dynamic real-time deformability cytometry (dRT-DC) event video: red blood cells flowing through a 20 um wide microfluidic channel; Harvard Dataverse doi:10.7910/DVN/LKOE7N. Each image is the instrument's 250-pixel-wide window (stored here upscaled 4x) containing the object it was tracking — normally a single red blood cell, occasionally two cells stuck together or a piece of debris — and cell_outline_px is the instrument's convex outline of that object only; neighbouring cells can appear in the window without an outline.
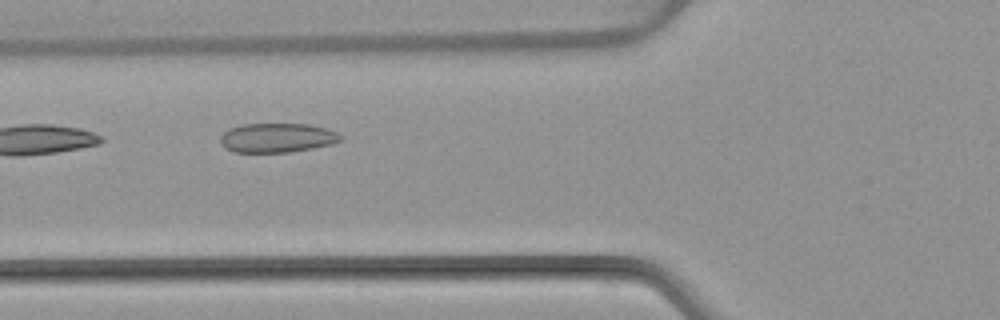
{"species": "common noctule bat (a hibernating species)", "species_latin": "Nyctalus noctula", "temperature_condition": "warm", "stored_images_in_passage": 7, "camera_frame_rate_fps": 3000, "um_per_image_px": 0.085, "animal": {"sex": "female", "body_mass_g": 22.7, "forearm_length_mm": 54.2}, "frame": {"image": 1, "passage_image": 5, "time_ms": 5.0, "image_size_px": [1000, 320], "cell_outline_px": [[344, 136], [340, 140], [332, 144], [312, 148], [288, 152], [236, 152], [224, 148], [220, 140], [220, 136], [224, 132], [232, 128], [244, 124], [308, 124], [324, 128], [336, 132]], "centroid_in_image_um": [23.56, 11.71], "position_along_channel_um": 102.2, "area_um2": 20.35}}
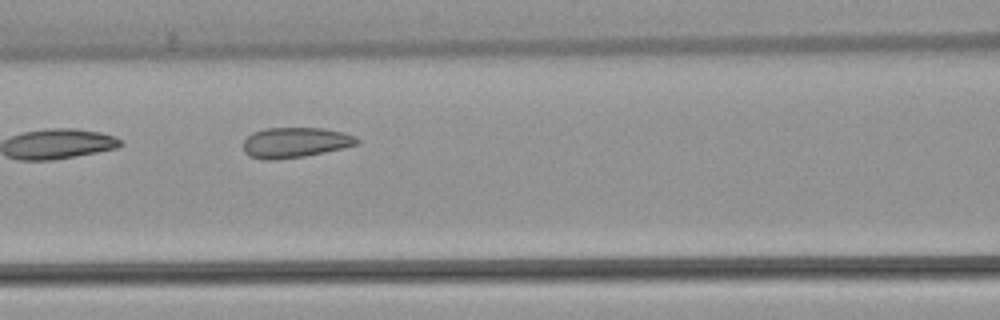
{"frame": {"image": 2, "passage_image": 6, "time_ms": 6.0, "image_size_px": [1000, 320], "cell_outline_px": [[360, 144], [344, 148], [304, 156], [276, 160], [264, 160], [248, 156], [244, 152], [244, 140], [252, 132], [264, 128], [324, 128], [344, 132], [356, 136], [360, 140]], "centroid_in_image_um": [25.11, 12.11], "position_along_channel_um": 141.5, "area_um2": 20.35}}
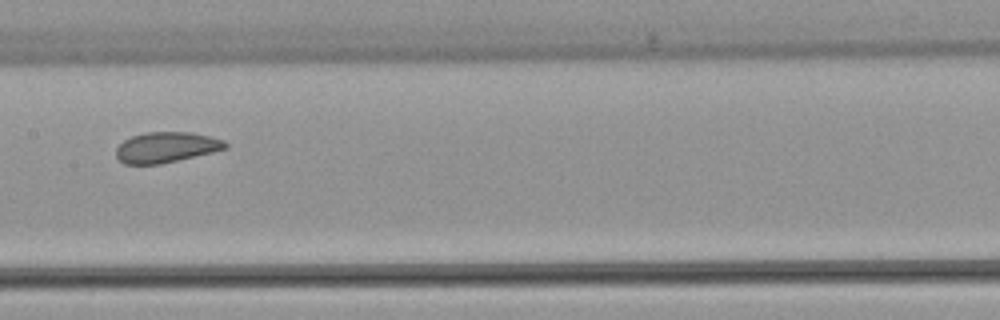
{"frame": {"image": 3, "passage_image": 7, "time_ms": 7.333, "image_size_px": [1000, 320], "cell_outline_px": [[228, 148], [212, 152], [160, 164], [124, 164], [116, 156], [116, 148], [124, 140], [132, 136], [144, 132], [192, 132], [224, 140], [228, 144]], "centroid_in_image_um": [14.12, 12.51], "position_along_channel_um": 193.3, "area_um2": 19.36}}